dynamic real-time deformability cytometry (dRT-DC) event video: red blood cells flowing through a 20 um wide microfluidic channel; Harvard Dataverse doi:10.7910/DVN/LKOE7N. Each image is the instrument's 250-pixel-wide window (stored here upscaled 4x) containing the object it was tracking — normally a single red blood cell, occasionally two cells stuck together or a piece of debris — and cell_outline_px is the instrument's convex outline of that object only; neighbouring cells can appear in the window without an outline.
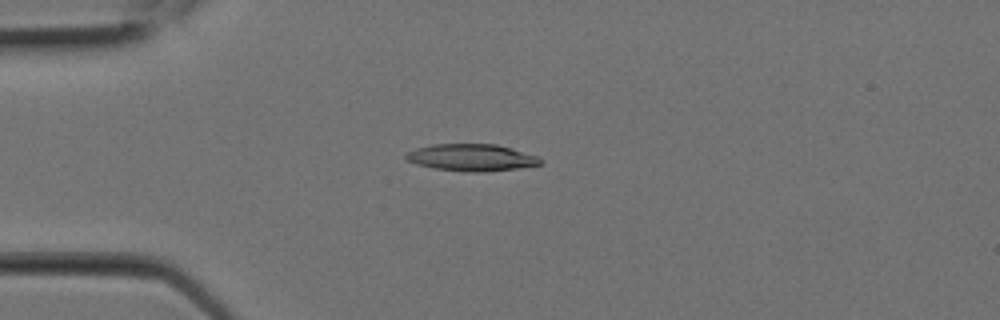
{"species": "Egyptian fruit bat (a non-hibernating species)", "species_latin": "Rousettus aegyptiacus", "temperature_condition": "room temperature", "stored_images_in_passage": 7, "camera_frame_rate_fps": 3000, "um_per_image_px": 0.085, "animal": {"sex": "female"}, "frame": {"image": 1, "passage_image": 5, "time_ms": 1.333, "image_size_px": [1000, 320], "cell_outline_px": [[544, 160], [540, 164], [516, 168], [480, 172], [472, 172], [436, 168], [416, 164], [408, 160], [404, 156], [404, 152], [416, 148], [432, 144], [496, 144], [512, 148], [536, 156]], "centroid_in_image_um": [40.04, 13.37], "position_along_channel_um": 45.0, "area_um2": 20.92}}
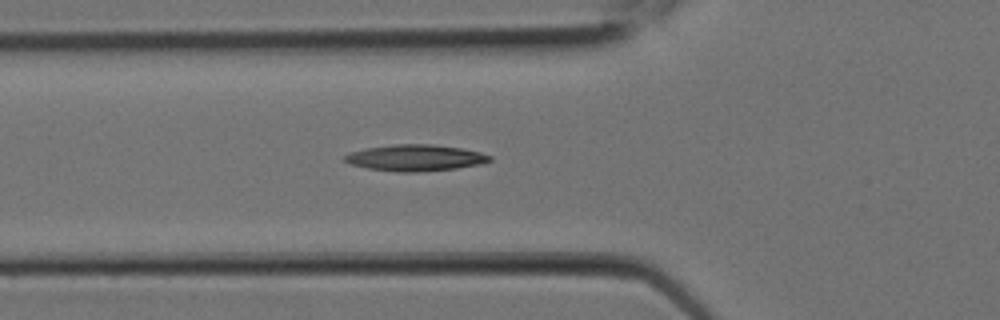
{"frame": {"image": 2, "passage_image": 7, "time_ms": 2.0, "image_size_px": [1000, 320], "cell_outline_px": [[492, 160], [480, 164], [456, 168], [416, 172], [396, 172], [368, 168], [352, 164], [344, 160], [344, 156], [352, 152], [364, 148], [392, 144], [428, 144], [460, 148], [480, 152], [492, 156]], "centroid_in_image_um": [35.3, 13.41], "position_along_channel_um": 90.5, "area_um2": 22.08}}